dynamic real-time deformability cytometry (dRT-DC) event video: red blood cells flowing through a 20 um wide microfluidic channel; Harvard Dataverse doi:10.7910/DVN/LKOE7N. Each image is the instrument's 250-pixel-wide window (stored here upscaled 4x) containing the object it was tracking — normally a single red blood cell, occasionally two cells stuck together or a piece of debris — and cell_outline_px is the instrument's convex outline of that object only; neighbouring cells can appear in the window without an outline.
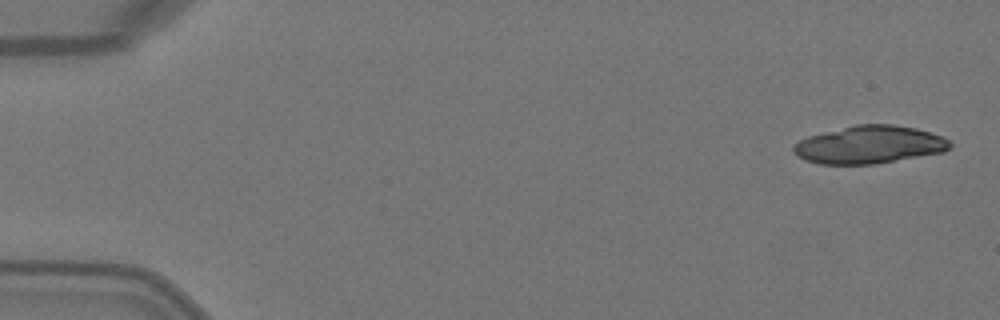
{"species": "Egyptian fruit bat (a non-hibernating species)", "species_latin": "Rousettus aegyptiacus", "temperature_condition": "warm", "stored_images_in_passage": 5, "camera_frame_rate_fps": 3000, "um_per_image_px": 0.085, "animal": {"sex": "female"}, "frame": {"image": 1, "passage_image": 1, "time_ms": 0.0, "image_size_px": [1000, 320], "cell_outline_px": [[952, 144], [944, 152], [876, 164], [820, 164], [804, 160], [796, 156], [792, 148], [800, 140], [808, 136], [856, 124], [892, 124], [916, 128], [944, 136]], "centroid_in_image_um": [73.91, 12.3], "position_along_channel_um": 11.1, "area_um2": 34.51}}
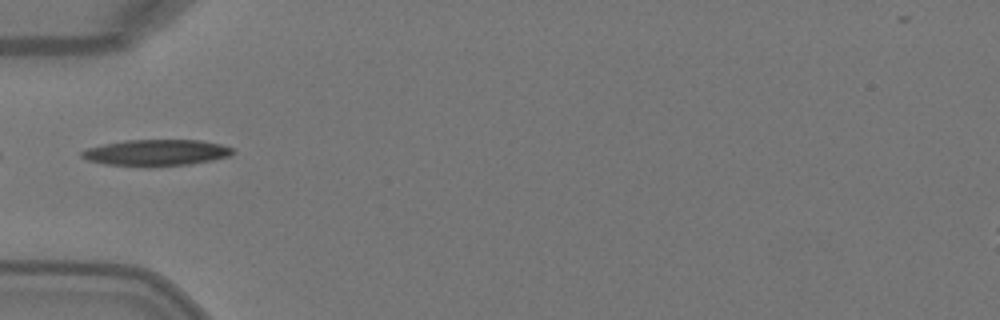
{"frame": {"image": 2, "passage_image": 4, "time_ms": 1.0, "image_size_px": [1000, 320], "cell_outline_px": [[236, 152], [228, 156], [212, 160], [188, 164], [104, 164], [88, 160], [80, 156], [80, 152], [88, 148], [104, 144], [124, 140], [200, 140], [220, 144], [232, 148]], "centroid_in_image_um": [13.3, 12.93], "position_along_channel_um": 71.7, "area_um2": 22.2}}
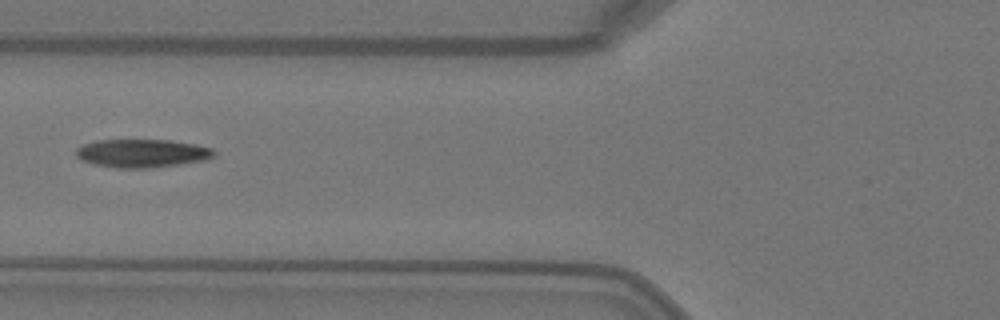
{"frame": {"image": 3, "passage_image": 5, "time_ms": 1.333, "image_size_px": [1000, 320], "cell_outline_px": [[216, 156], [208, 160], [180, 164], [148, 168], [116, 168], [92, 164], [80, 160], [76, 156], [76, 148], [84, 144], [96, 140], [168, 140], [196, 144], [212, 148], [216, 152]], "centroid_in_image_um": [12.09, 13.03], "position_along_channel_um": 113.7, "area_um2": 23.0}}